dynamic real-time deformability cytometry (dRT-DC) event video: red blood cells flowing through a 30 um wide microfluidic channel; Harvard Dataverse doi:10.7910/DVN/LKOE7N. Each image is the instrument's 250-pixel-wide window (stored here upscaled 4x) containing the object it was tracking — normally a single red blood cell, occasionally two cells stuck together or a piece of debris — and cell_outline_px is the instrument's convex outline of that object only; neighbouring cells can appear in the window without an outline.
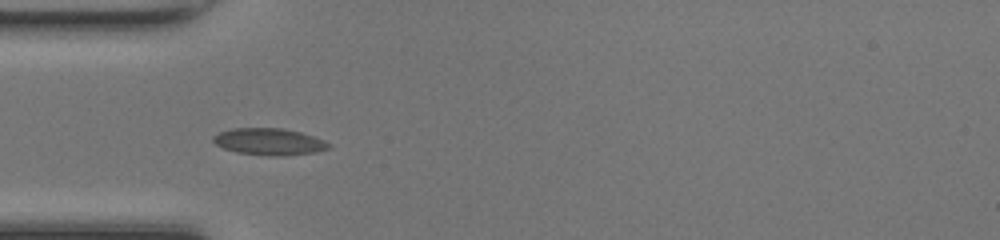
{"species": "common noctule bat (a hibernating species)", "species_latin": "Nyctalus noctula", "temperature_condition": "room temperature", "stored_images_in_passage": 35, "camera_frame_rate_fps": 3000, "um_per_image_px": 0.085, "animal": {"sex": "female", "body_mass_g": 17.0, "forearm_length_mm": 48.0}, "frame": {"image": 1, "passage_image": 1, "time_ms": 0.0, "image_size_px": [1000, 240], "cell_outline_px": [[332, 148], [312, 152], [284, 156], [272, 156], [236, 152], [224, 148], [216, 144], [212, 140], [212, 136], [220, 132], [232, 128], [284, 128], [300, 132], [324, 140], [332, 144]], "centroid_in_image_um": [22.89, 12.04], "position_along_channel_um": 62.1, "area_um2": 18.03}}
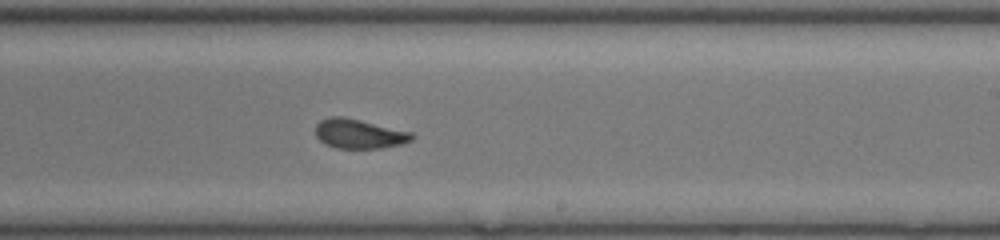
{"frame": {"image": 2, "passage_image": 15, "time_ms": 4.667, "image_size_px": [1000, 240], "cell_outline_px": [[416, 136], [412, 140], [400, 144], [380, 148], [336, 148], [324, 144], [316, 136], [316, 124], [320, 120], [328, 116], [344, 116], [412, 132]], "centroid_in_image_um": [30.51, 11.36], "position_along_channel_um": 258.5, "area_um2": 16.65}}
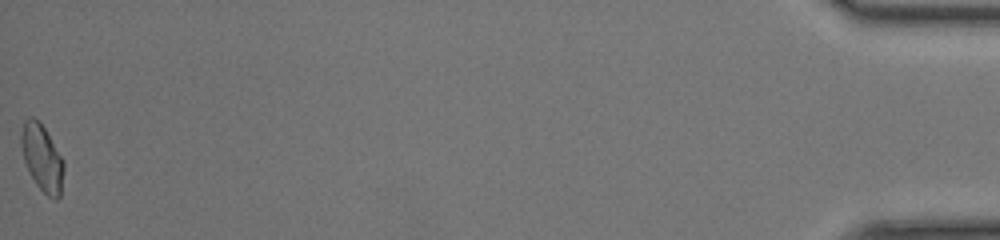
{"frame": {"image": 3, "passage_image": 35, "time_ms": 11.333, "image_size_px": [1000, 240], "cell_outline_px": [[64, 168], [60, 196], [56, 200], [48, 196], [36, 184], [28, 172], [24, 160], [20, 144], [20, 132], [24, 120], [32, 116], [40, 120], [64, 160]], "centroid_in_image_um": [3.56, 13.38], "position_along_channel_um": 431.6, "area_um2": 16.82}}